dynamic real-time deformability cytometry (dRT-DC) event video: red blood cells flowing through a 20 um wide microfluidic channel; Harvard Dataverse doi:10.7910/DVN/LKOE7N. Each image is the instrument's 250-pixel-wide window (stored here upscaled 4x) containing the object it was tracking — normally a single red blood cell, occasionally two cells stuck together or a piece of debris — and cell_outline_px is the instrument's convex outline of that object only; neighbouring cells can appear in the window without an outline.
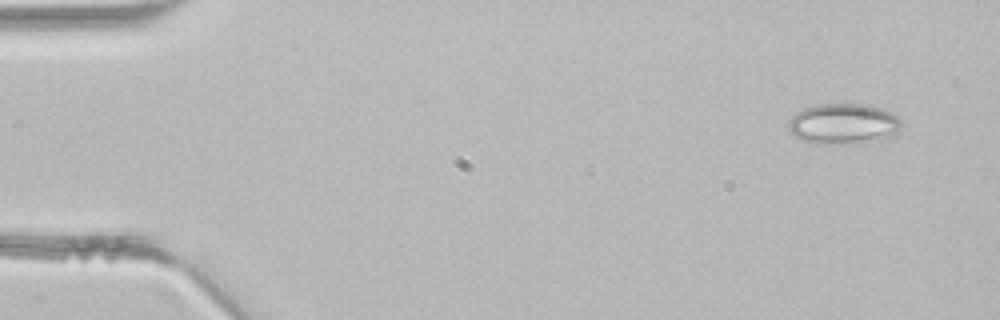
{"species": "common noctule bat (a hibernating species)", "species_latin": "Nyctalus noctula", "temperature_condition": "room temperature", "stored_images_in_passage": 2, "camera_frame_rate_fps": 3000, "um_per_image_px": 0.085, "animal": {"sex": "male", "body_mass_g": 21.5, "forearm_length_mm": 52.0}, "frame": {"image": 1, "passage_image": 1, "time_ms": 0.0, "image_size_px": [1000, 320], "cell_outline_px": [[900, 124], [888, 136], [880, 140], [856, 144], [816, 144], [800, 140], [788, 128], [788, 120], [796, 112], [804, 108], [816, 104], [868, 104], [892, 112], [900, 120]], "centroid_in_image_um": [71.62, 10.53], "position_along_channel_um": 13.4, "area_um2": 26.76}}